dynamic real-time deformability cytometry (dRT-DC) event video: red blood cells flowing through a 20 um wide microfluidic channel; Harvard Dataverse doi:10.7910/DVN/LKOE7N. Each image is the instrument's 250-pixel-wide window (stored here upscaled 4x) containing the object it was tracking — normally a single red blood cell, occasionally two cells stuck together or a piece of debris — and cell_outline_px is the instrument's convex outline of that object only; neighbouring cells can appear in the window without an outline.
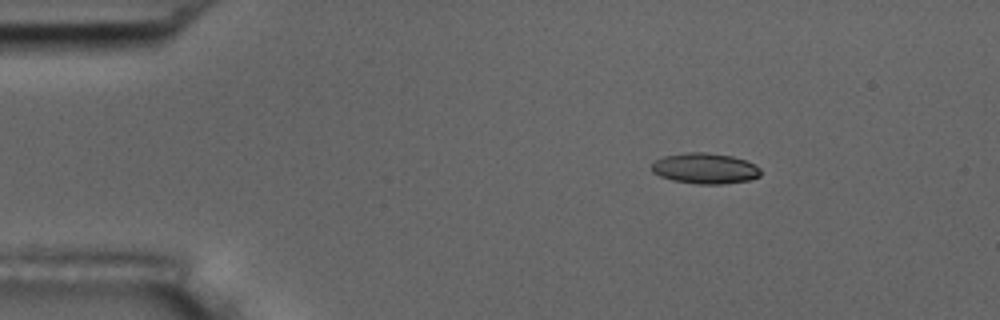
{"species": "common noctule bat (a hibernating species)", "species_latin": "Nyctalus noctula", "temperature_condition": "room temperature", "stored_images_in_passage": 7, "camera_frame_rate_fps": 3000, "um_per_image_px": 0.085, "animal": {"sex": "male", "body_mass_g": 17.5, "forearm_length_mm": 52.3}, "frame": {"image": 1, "passage_image": 2, "time_ms": 1.0, "image_size_px": [1000, 320], "cell_outline_px": [[760, 176], [748, 180], [724, 184], [696, 184], [672, 180], [660, 176], [652, 172], [652, 164], [656, 160], [664, 156], [688, 152], [704, 152], [732, 156], [756, 164], [760, 168]], "centroid_in_image_um": [59.93, 14.32], "position_along_channel_um": 25.1, "area_um2": 19.48}}
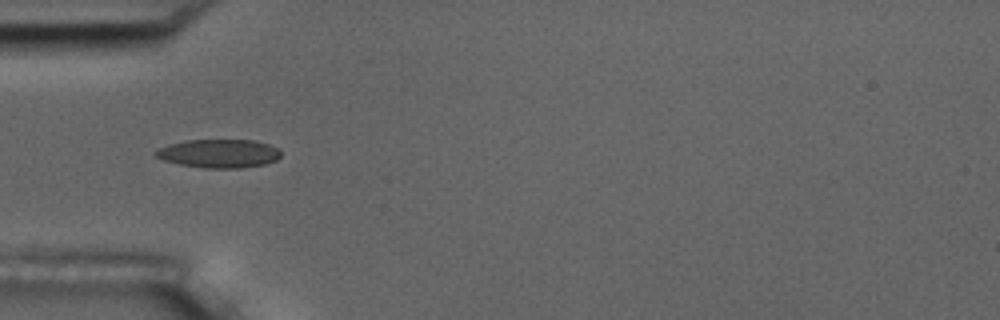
{"frame": {"image": 2, "passage_image": 4, "time_ms": 4.0, "image_size_px": [1000, 320], "cell_outline_px": [[280, 156], [276, 160], [264, 164], [244, 168], [204, 168], [180, 164], [164, 160], [156, 156], [152, 152], [168, 144], [184, 140], [256, 140], [268, 144], [276, 148], [280, 152]], "centroid_in_image_um": [18.59, 13.04], "position_along_channel_um": 66.4, "area_um2": 20.81}}
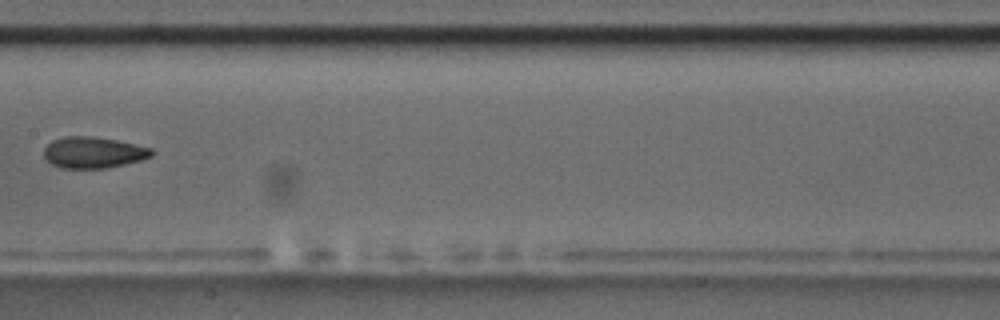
{"frame": {"image": 3, "passage_image": 7, "time_ms": 7.667, "image_size_px": [1000, 320], "cell_outline_px": [[152, 156], [140, 160], [108, 168], [60, 168], [52, 164], [44, 156], [44, 148], [52, 140], [64, 136], [92, 136], [116, 140], [152, 148]], "centroid_in_image_um": [7.91, 12.96], "position_along_channel_um": 199.5, "area_um2": 19.54}}